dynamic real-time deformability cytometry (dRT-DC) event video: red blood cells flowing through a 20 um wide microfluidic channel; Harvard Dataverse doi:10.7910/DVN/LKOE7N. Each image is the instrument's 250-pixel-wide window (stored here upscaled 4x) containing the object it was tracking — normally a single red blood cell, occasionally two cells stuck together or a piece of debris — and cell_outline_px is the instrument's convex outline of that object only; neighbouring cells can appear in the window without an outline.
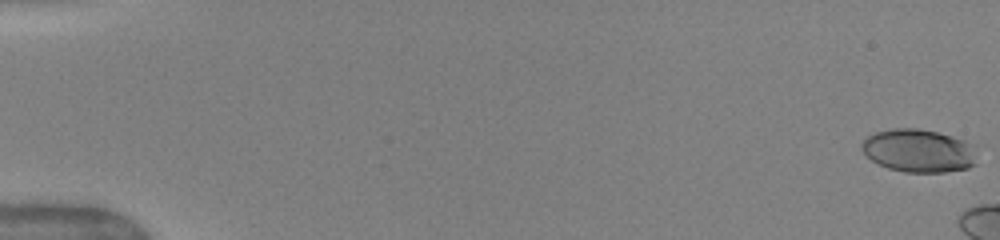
{"species": "human", "species_latin": "Homo sapiens", "temperature_condition": "warm", "stored_images_in_passage": 9, "camera_frame_rate_fps": 3000, "um_per_image_px": 0.085, "donor": {"sex": "female"}, "frame": {"image": 1, "passage_image": 1, "time_ms": 0.0, "image_size_px": [1000, 240], "cell_outline_px": [[976, 164], [968, 168], [944, 172], [904, 172], [888, 168], [872, 160], [860, 148], [860, 144], [868, 136], [876, 132], [892, 128], [916, 128], [936, 132], [952, 136], [976, 144]], "centroid_in_image_um": [78.13, 12.81], "position_along_channel_um": 6.9, "area_um2": 29.13}}